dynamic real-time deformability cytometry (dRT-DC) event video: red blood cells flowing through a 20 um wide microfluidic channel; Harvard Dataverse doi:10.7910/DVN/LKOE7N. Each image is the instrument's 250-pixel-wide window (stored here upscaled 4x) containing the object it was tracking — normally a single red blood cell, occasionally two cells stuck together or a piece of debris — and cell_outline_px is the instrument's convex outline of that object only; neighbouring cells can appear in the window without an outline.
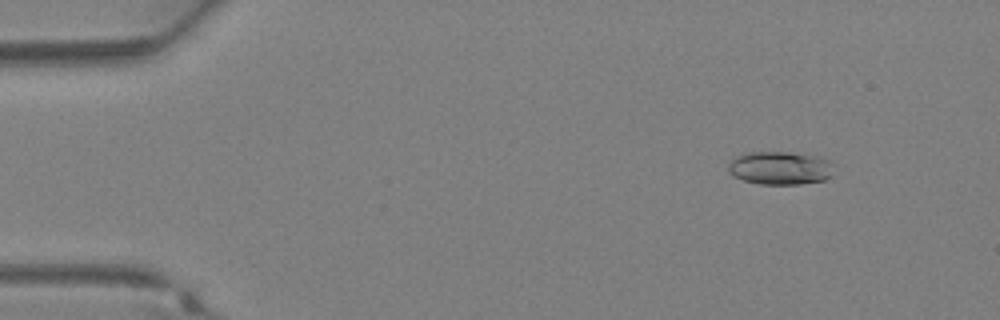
{"species": "Egyptian fruit bat (a non-hibernating species)", "species_latin": "Rousettus aegyptiacus", "temperature_condition": "warm", "stored_images_in_passage": 37, "camera_frame_rate_fps": 3000, "um_per_image_px": 0.085, "animal": {"sex": "female"}, "frame": {"image": 1, "passage_image": 5, "time_ms": 1.333, "image_size_px": [1000, 320], "cell_outline_px": [[832, 176], [824, 180], [800, 184], [760, 184], [744, 180], [732, 176], [728, 172], [728, 160], [744, 152], [788, 152], [820, 156], [832, 160]], "centroid_in_image_um": [66.29, 14.27], "position_along_channel_um": 18.7, "area_um2": 20.87}}
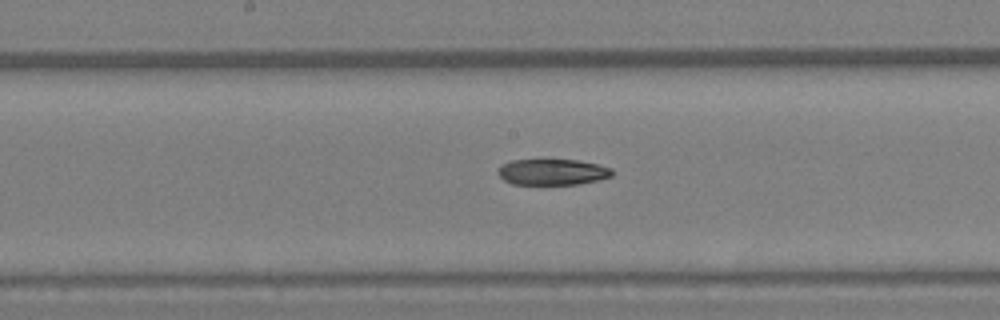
{"frame": {"image": 2, "passage_image": 20, "time_ms": 6.333, "image_size_px": [1000, 320], "cell_outline_px": [[612, 176], [600, 180], [580, 184], [512, 184], [504, 180], [496, 172], [504, 164], [512, 160], [576, 160], [596, 164], [612, 168]], "centroid_in_image_um": [46.98, 14.63], "position_along_channel_um": 201.2, "area_um2": 17.17}}
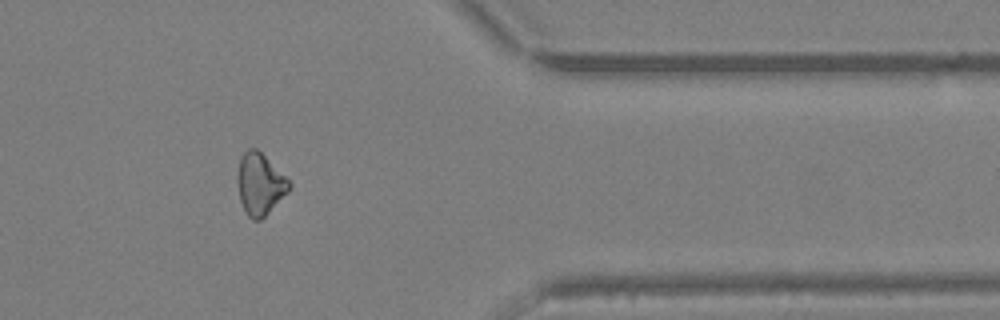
{"frame": {"image": 3, "passage_image": 31, "time_ms": 10.0, "image_size_px": [1000, 320], "cell_outline_px": [[292, 184], [288, 192], [260, 220], [252, 220], [248, 216], [240, 200], [236, 184], [236, 176], [240, 156], [248, 148], [256, 148]], "centroid_in_image_um": [22.05, 15.64], "position_along_channel_um": 389.4, "area_um2": 18.38}}